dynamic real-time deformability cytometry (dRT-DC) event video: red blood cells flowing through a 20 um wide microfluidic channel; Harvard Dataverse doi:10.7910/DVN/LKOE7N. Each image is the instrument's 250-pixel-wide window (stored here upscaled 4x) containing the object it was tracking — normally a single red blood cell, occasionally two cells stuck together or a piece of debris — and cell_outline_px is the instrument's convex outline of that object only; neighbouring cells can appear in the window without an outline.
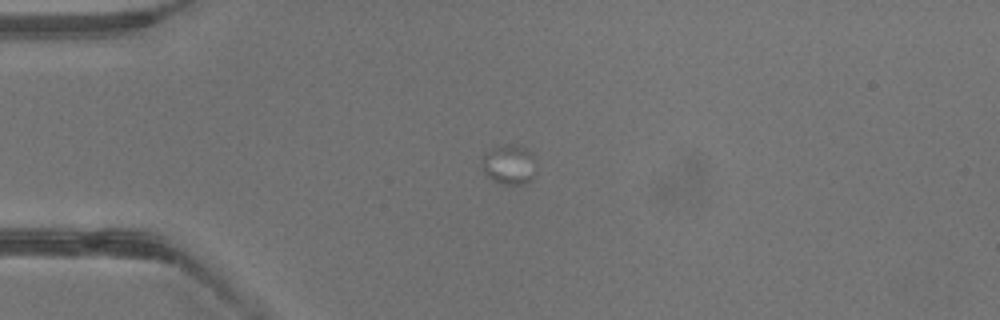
{"species": "common noctule bat (a hibernating species)", "species_latin": "Nyctalus noctula", "temperature_condition": "warm", "stored_images_in_passage": 8, "camera_frame_rate_fps": 3000, "um_per_image_px": 0.085, "animal": {"sex": "male", "body_mass_g": 13.3}, "frame": {"image": 1, "passage_image": 1, "time_ms": 0.0, "image_size_px": [1000, 320], "cell_outline_px": [[536, 172], [532, 180], [524, 184], [504, 184], [492, 180], [480, 168], [484, 152], [500, 144], [516, 144], [524, 148], [532, 156]], "centroid_in_image_um": [43.23, 13.98], "position_along_channel_um": 41.8, "area_um2": 12.72}}